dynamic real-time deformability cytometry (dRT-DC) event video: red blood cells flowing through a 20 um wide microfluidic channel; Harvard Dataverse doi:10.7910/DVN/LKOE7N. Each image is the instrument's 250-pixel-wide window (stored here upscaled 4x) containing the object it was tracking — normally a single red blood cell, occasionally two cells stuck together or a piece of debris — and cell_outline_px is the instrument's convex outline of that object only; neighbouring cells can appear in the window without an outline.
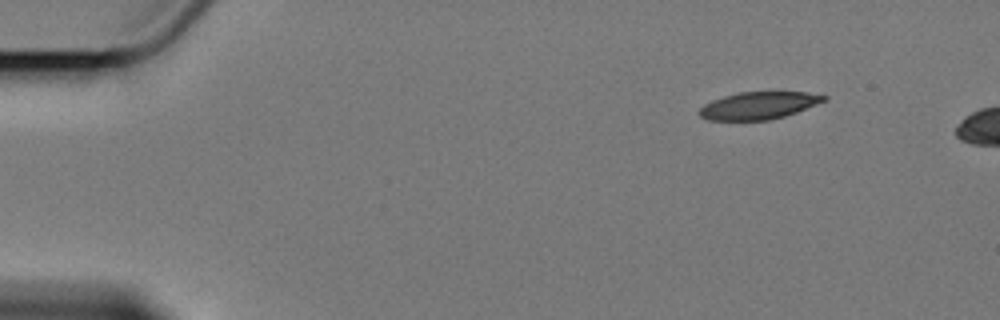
{"species": "Egyptian fruit bat (a non-hibernating species)", "species_latin": "Rousettus aegyptiacus", "temperature_condition": "cold", "stored_images_in_passage": 6, "camera_frame_rate_fps": 3000, "um_per_image_px": 0.085, "animal": {"sex": "female"}, "frame": {"image": 1, "passage_image": 1, "time_ms": 0.0, "image_size_px": [1000, 320], "cell_outline_px": [[828, 100], [796, 112], [784, 116], [768, 120], [708, 120], [700, 116], [696, 112], [704, 104], [712, 100], [724, 96], [740, 92], [808, 92], [828, 96]], "centroid_in_image_um": [64.48, 8.97], "position_along_channel_um": 20.5, "area_um2": 19.88}}
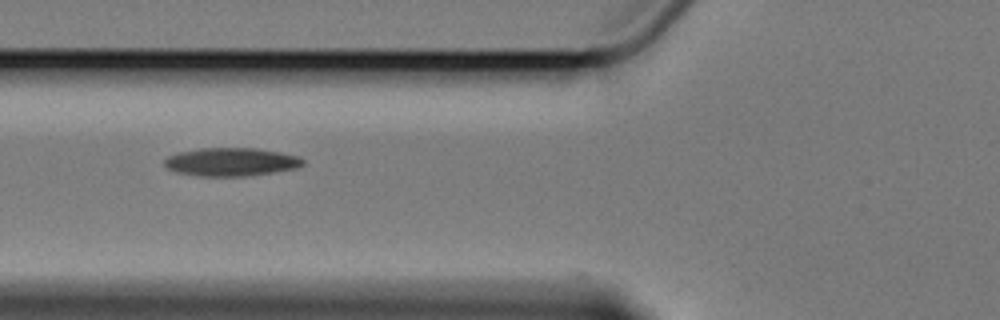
{"frame": {"image": 2, "passage_image": 5, "time_ms": 5.333, "image_size_px": [1000, 320], "cell_outline_px": [[304, 164], [296, 168], [272, 172], [244, 176], [200, 176], [176, 172], [168, 168], [164, 164], [164, 160], [168, 156], [180, 152], [200, 148], [256, 148], [280, 152], [300, 156], [304, 160]], "centroid_in_image_um": [19.66, 13.75], "position_along_channel_um": 106.1, "area_um2": 22.72}}
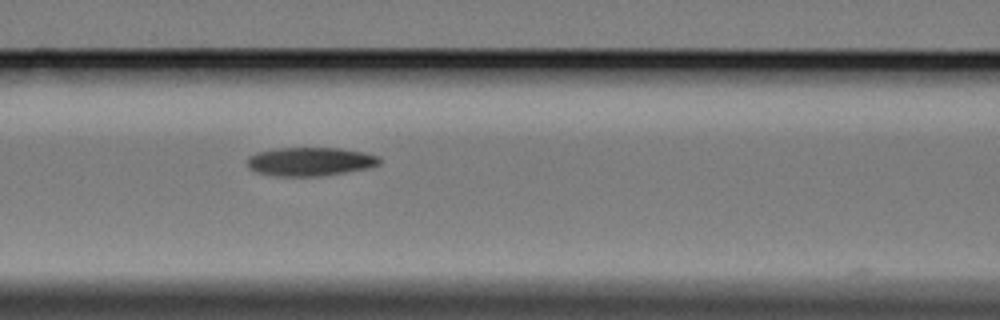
{"frame": {"image": 3, "passage_image": 6, "time_ms": 6.333, "image_size_px": [1000, 320], "cell_outline_px": [[380, 164], [368, 168], [320, 176], [276, 176], [256, 172], [248, 168], [248, 156], [256, 152], [276, 148], [340, 148], [364, 152], [380, 156]], "centroid_in_image_um": [26.35, 13.73], "position_along_channel_um": 140.2, "area_um2": 22.14}}